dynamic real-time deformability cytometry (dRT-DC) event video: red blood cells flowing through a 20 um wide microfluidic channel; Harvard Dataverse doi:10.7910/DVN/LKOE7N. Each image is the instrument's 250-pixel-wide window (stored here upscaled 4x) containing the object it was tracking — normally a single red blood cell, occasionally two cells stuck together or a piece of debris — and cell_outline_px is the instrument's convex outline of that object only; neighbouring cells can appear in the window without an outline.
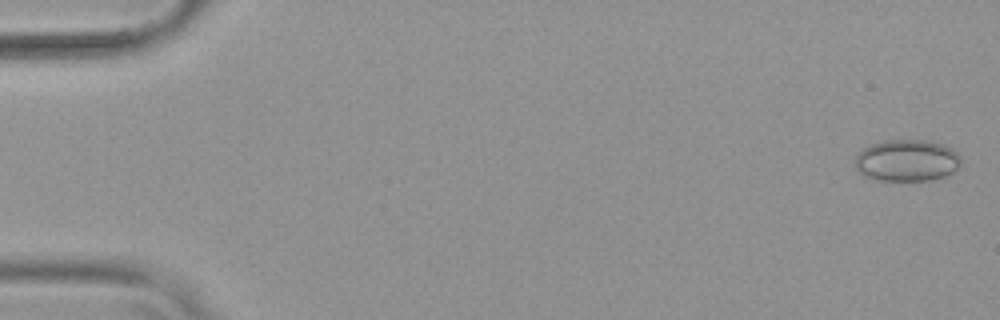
{"species": "common noctule bat (a hibernating species)", "species_latin": "Nyctalus noctula", "temperature_condition": "warm", "stored_images_in_passage": 54, "camera_frame_rate_fps": 3000, "um_per_image_px": 0.085, "animal": {"sex": "female", "body_mass_g": 19.9}, "frame": {"image": 1, "passage_image": 2, "time_ms": 0.333, "image_size_px": [1000, 320], "cell_outline_px": [[960, 164], [952, 172], [944, 176], [932, 180], [872, 180], [864, 176], [856, 168], [856, 156], [864, 148], [872, 144], [884, 140], [924, 140], [944, 144], [952, 148], [960, 156]], "centroid_in_image_um": [77.08, 13.64], "position_along_channel_um": 7.9, "area_um2": 25.72}}
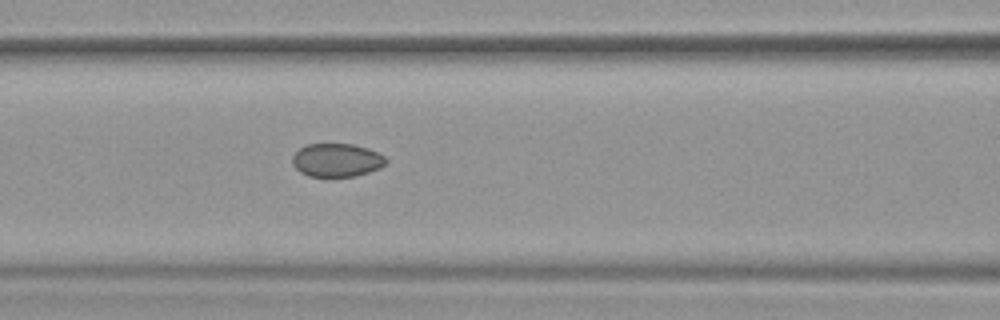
{"frame": {"image": 2, "passage_image": 24, "time_ms": 7.667, "image_size_px": [1000, 320], "cell_outline_px": [[388, 160], [380, 168], [356, 176], [308, 176], [300, 172], [292, 164], [292, 156], [300, 148], [308, 144], [352, 144], [368, 148], [384, 156]], "centroid_in_image_um": [28.61, 13.61], "position_along_channel_um": 138.0, "area_um2": 18.09}}
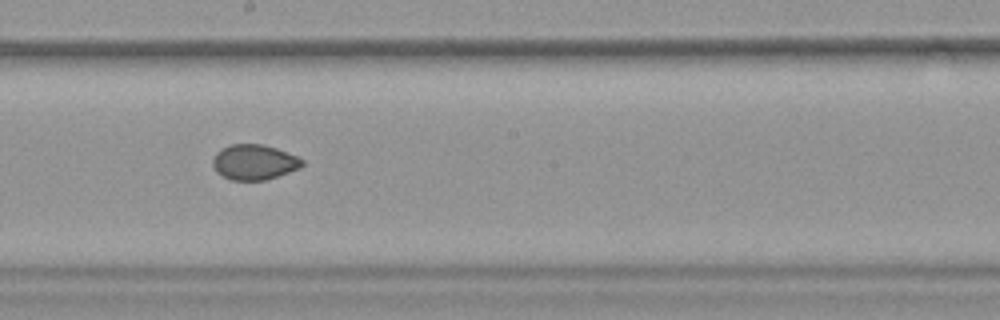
{"frame": {"image": 3, "passage_image": 31, "time_ms": 10.0, "image_size_px": [1000, 320], "cell_outline_px": [[304, 164], [300, 168], [264, 180], [232, 180], [216, 172], [212, 164], [212, 160], [216, 152], [220, 148], [232, 144], [260, 144], [276, 148], [296, 156], [304, 160]], "centroid_in_image_um": [21.58, 13.77], "position_along_channel_um": 226.6, "area_um2": 18.26}}